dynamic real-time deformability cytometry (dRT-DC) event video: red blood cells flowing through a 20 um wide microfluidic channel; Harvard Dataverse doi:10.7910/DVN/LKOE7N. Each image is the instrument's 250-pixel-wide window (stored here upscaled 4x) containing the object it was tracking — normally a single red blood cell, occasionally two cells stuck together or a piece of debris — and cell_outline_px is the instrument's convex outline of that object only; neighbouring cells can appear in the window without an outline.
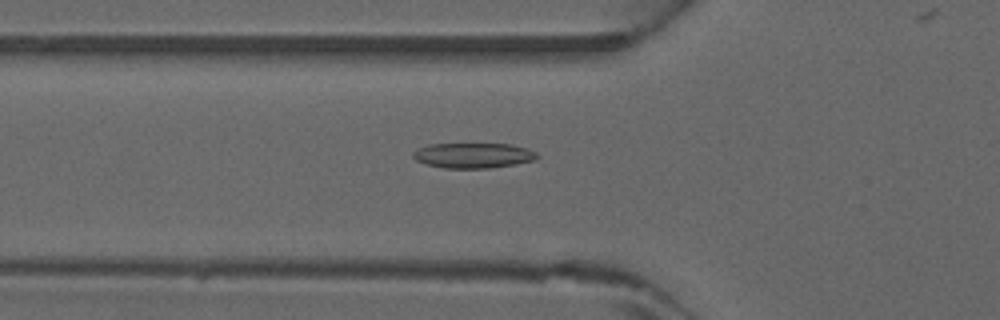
{"species": "common noctule bat (a hibernating species)", "species_latin": "Nyctalus noctula", "temperature_condition": "warm", "stored_images_in_passage": 30, "camera_frame_rate_fps": 3000, "um_per_image_px": 0.085, "animal": {"sex": "male", "forearm_length_mm": 52.5}, "frame": {"image": 1, "passage_image": 5, "time_ms": 1.333, "image_size_px": [1000, 320], "cell_outline_px": [[540, 156], [532, 160], [516, 164], [492, 168], [444, 168], [428, 164], [416, 160], [412, 156], [412, 152], [416, 148], [428, 144], [512, 144], [528, 148], [536, 152]], "centroid_in_image_um": [40.22, 13.2], "position_along_channel_um": 85.6, "area_um2": 18.32}}
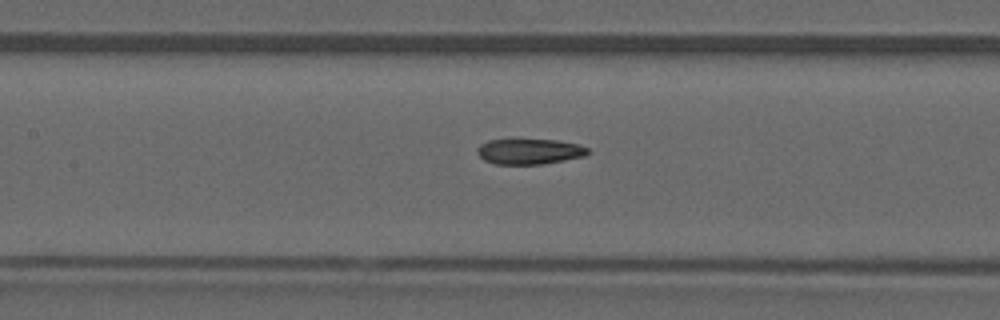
{"frame": {"image": 2, "passage_image": 10, "time_ms": 3.0, "image_size_px": [1000, 320], "cell_outline_px": [[592, 152], [584, 156], [544, 164], [496, 164], [484, 160], [476, 152], [476, 148], [480, 144], [488, 140], [516, 136], [556, 140], [576, 144], [588, 148]], "centroid_in_image_um": [44.95, 12.82], "position_along_channel_um": 162.5, "area_um2": 17.34}}
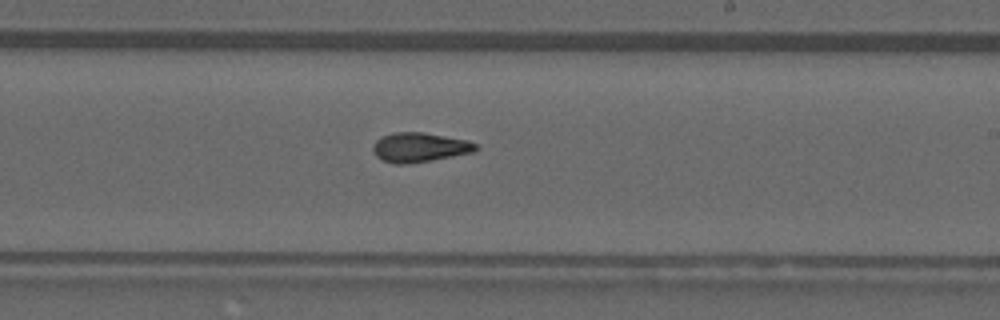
{"frame": {"image": 3, "passage_image": 16, "time_ms": 5.0, "image_size_px": [1000, 320], "cell_outline_px": [[476, 148], [472, 152], [432, 160], [404, 164], [396, 164], [384, 160], [376, 156], [372, 148], [372, 144], [376, 140], [392, 132], [424, 132], [468, 140], [476, 144]], "centroid_in_image_um": [35.63, 12.51], "position_along_channel_um": 253.4, "area_um2": 17.46}}